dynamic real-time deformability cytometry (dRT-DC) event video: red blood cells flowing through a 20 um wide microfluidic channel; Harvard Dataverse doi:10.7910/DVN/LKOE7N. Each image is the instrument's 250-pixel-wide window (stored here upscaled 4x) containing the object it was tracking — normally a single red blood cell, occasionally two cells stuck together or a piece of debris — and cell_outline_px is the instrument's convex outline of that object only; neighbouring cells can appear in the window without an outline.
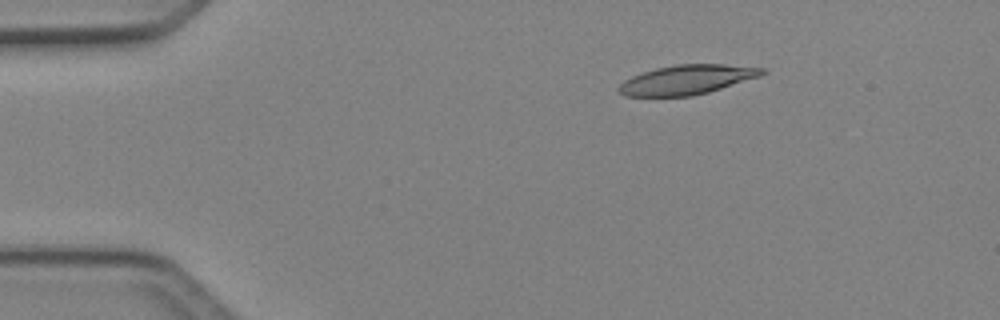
{"species": "Egyptian fruit bat (a non-hibernating species)", "species_latin": "Rousettus aegyptiacus", "temperature_condition": "cold", "stored_images_in_passage": 41, "camera_frame_rate_fps": 3000, "um_per_image_px": 0.085, "animal": {"sex": "female"}, "frame": {"image": 1, "passage_image": 1, "time_ms": 0.0, "image_size_px": [1000, 320], "cell_outline_px": [[768, 72], [760, 76], [708, 92], [692, 96], [624, 96], [616, 88], [624, 80], [632, 76], [656, 68], [676, 64], [724, 64], [768, 68]], "centroid_in_image_um": [58.41, 6.77], "position_along_channel_um": 26.6, "area_um2": 24.62}}
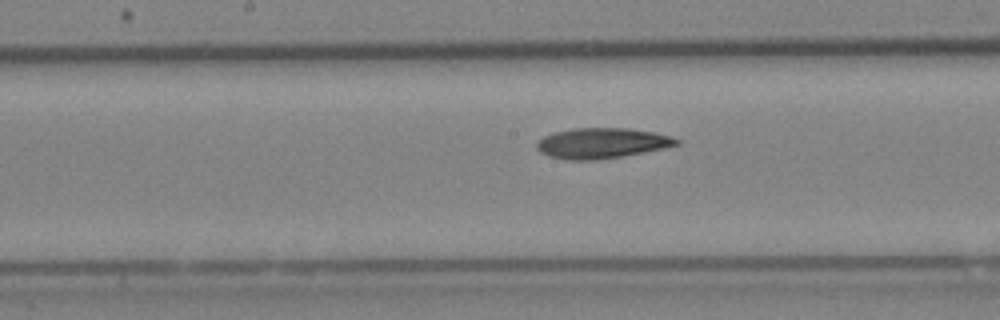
{"frame": {"image": 2, "passage_image": 18, "time_ms": 5.667, "image_size_px": [1000, 320], "cell_outline_px": [[680, 144], [664, 148], [644, 152], [596, 160], [568, 160], [548, 156], [540, 152], [536, 148], [536, 144], [544, 136], [552, 132], [576, 128], [628, 128], [656, 132], [672, 136], [680, 140]], "centroid_in_image_um": [51.16, 12.16], "position_along_channel_um": 197.0, "area_um2": 24.85}}
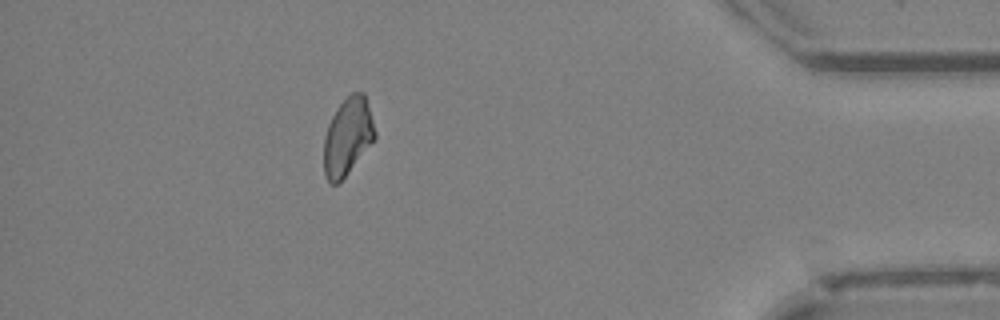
{"frame": {"image": 3, "passage_image": 36, "time_ms": 11.667, "image_size_px": [1000, 320], "cell_outline_px": [[376, 136], [348, 172], [336, 184], [328, 184], [324, 176], [324, 136], [328, 124], [336, 108], [352, 92], [364, 92], [376, 132]], "centroid_in_image_um": [29.52, 11.6], "position_along_channel_um": 405.7, "area_um2": 22.72}}